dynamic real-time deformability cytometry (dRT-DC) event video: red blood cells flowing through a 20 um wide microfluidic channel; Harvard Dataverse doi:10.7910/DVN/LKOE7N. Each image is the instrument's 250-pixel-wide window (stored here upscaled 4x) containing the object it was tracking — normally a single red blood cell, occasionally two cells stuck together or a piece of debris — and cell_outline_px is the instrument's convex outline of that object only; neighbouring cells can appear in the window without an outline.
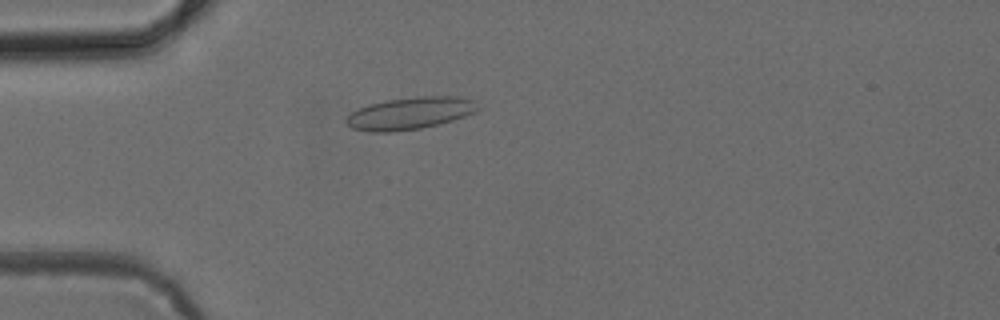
{"species": "common noctule bat (a hibernating species)", "species_latin": "Nyctalus noctula", "temperature_condition": "cold", "stored_images_in_passage": 5, "camera_frame_rate_fps": 3000, "um_per_image_px": 0.085, "animal": {"sex": "female", "body_mass_g": 24.6, "forearm_length_mm": 56.2}, "frame": {"image": 1, "passage_image": 5, "time_ms": 4.667, "image_size_px": [1000, 320], "cell_outline_px": [[480, 108], [476, 112], [440, 124], [420, 128], [392, 132], [368, 132], [352, 128], [344, 120], [352, 112], [360, 108], [384, 100], [416, 96], [460, 96], [476, 100]], "centroid_in_image_um": [34.9, 9.62], "position_along_channel_um": 50.1, "area_um2": 24.85}}